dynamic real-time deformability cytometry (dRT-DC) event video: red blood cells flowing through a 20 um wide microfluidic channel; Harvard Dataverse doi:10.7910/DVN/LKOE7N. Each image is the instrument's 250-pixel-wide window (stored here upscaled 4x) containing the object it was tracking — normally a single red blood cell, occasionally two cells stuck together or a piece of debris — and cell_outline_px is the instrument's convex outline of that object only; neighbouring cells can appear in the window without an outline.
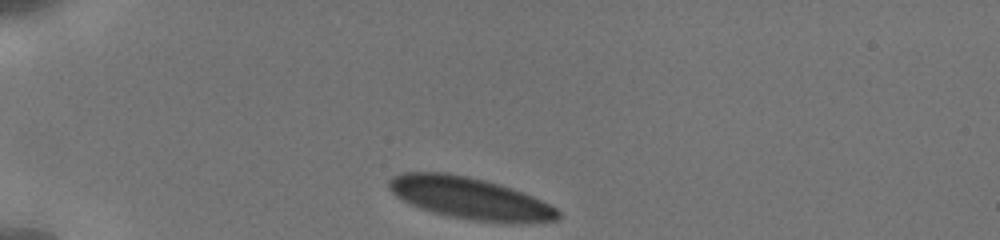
{"species": "human", "species_latin": "Homo sapiens", "temperature_condition": "cold", "stored_images_in_passage": 61, "camera_frame_rate_fps": 3000, "um_per_image_px": 0.085, "donor": {"sex": "male"}, "frame": {"image": 1, "passage_image": 1, "time_ms": 0.0, "image_size_px": [1000, 240], "cell_outline_px": [[560, 216], [556, 220], [520, 224], [508, 224], [472, 220], [432, 212], [420, 208], [396, 196], [388, 188], [388, 180], [392, 176], [400, 172], [448, 172], [468, 176], [500, 184], [512, 188], [532, 196], [556, 208], [560, 212]], "centroid_in_image_um": [39.95, 16.85], "position_along_channel_um": 45.1, "area_um2": 41.38}}
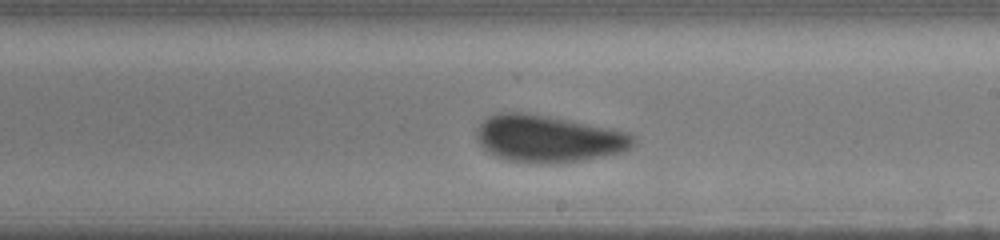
{"frame": {"image": 2, "passage_image": 35, "time_ms": 6.333, "image_size_px": [1000, 240], "cell_outline_px": [[636, 144], [624, 152], [560, 164], [544, 164], [508, 160], [496, 156], [488, 152], [480, 144], [476, 136], [476, 128], [488, 116], [496, 112], [524, 112], [548, 116], [612, 128], [632, 132], [636, 136]], "centroid_in_image_um": [46.65, 11.79], "position_along_channel_um": 242.3, "area_um2": 43.52}}
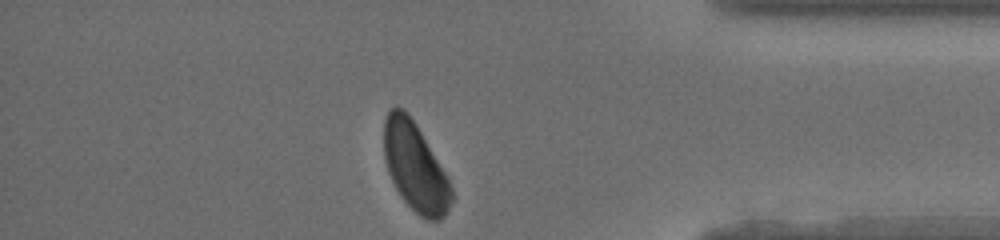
{"frame": {"image": 3, "passage_image": 60, "time_ms": 11.0, "image_size_px": [1000, 240], "cell_outline_px": [[456, 196], [448, 212], [440, 220], [428, 220], [420, 216], [400, 196], [388, 172], [384, 156], [384, 120], [388, 112], [396, 104], [404, 108], [416, 124], [444, 172]], "centroid_in_image_um": [35.3, 14.2], "position_along_channel_um": 399.9, "area_um2": 34.74}, "authors_computed_cell_mechanics": {"area_um2": 41.905, "velocity_mm_per_s": 3.7922, "shape_relaxation_time_tau1_ms": 2.4062, "shape_relaxation_time_tau2_ms": null, "deformation_change_tau1": 0.082, "deformation_change_tau2": null}}